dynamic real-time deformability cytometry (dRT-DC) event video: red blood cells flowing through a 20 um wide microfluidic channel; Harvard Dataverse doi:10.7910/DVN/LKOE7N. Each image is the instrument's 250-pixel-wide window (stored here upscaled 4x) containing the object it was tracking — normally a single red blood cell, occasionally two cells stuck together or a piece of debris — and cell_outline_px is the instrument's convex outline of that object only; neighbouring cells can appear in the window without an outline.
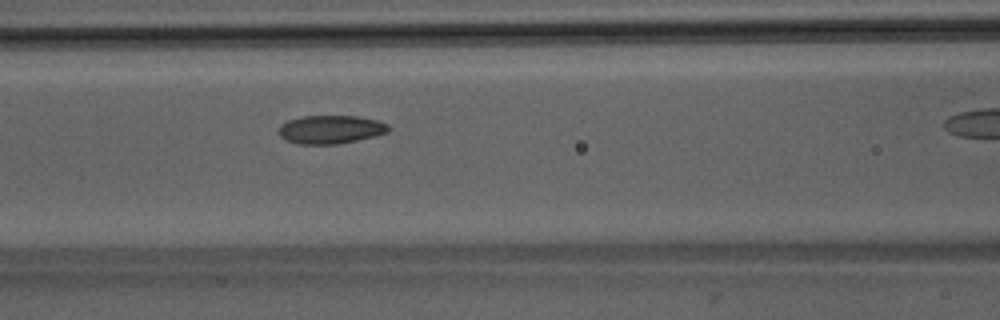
{"species": "Egyptian fruit bat (a non-hibernating species)", "species_latin": "Rousettus aegyptiacus", "temperature_condition": "room temperature", "stored_images_in_passage": 34, "camera_frame_rate_fps": 3000, "um_per_image_px": 0.085, "animal": {"sex": "male"}, "frame": {"image": 1, "passage_image": 15, "time_ms": 4.667, "image_size_px": [1000, 320], "cell_outline_px": [[392, 128], [388, 132], [376, 136], [336, 144], [296, 144], [284, 140], [276, 132], [280, 124], [288, 120], [304, 116], [356, 116], [376, 120], [388, 124]], "centroid_in_image_um": [28.07, 11.01], "position_along_channel_um": 138.5, "area_um2": 18.38}}